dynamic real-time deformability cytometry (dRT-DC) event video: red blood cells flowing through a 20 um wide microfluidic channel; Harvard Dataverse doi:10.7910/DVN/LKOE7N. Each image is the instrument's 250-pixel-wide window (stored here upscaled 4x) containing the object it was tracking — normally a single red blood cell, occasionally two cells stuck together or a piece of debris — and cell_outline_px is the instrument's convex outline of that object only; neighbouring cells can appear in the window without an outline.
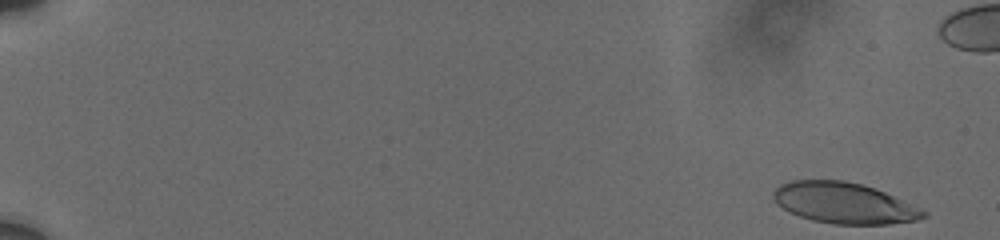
{"species": "human", "species_latin": "Homo sapiens", "temperature_condition": "cold", "stored_images_in_passage": 10, "segment_of_instrument_passage": [1, 2], "camera_frame_rate_fps": 3000, "um_per_image_px": 0.085, "donor": {"sex": "male"}, "frame": {"image": 1, "passage_image": 1, "time_ms": 0.0, "image_size_px": [1000, 240], "cell_outline_px": [[928, 216], [916, 220], [888, 224], [836, 224], [812, 220], [800, 216], [784, 208], [772, 196], [772, 192], [780, 184], [792, 180], [844, 180], [860, 184], [884, 192], [928, 212]], "centroid_in_image_um": [71.74, 17.25], "position_along_channel_um": 13.3, "area_um2": 35.26}}
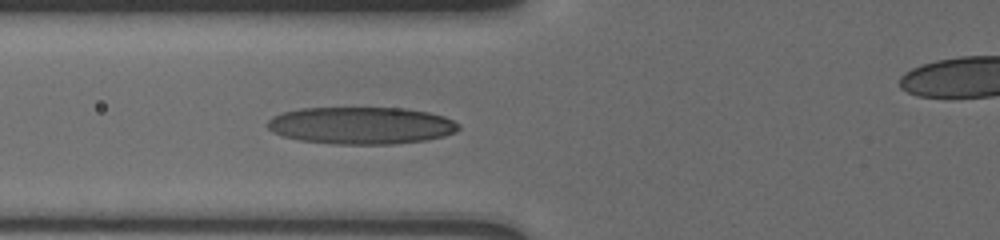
{"frame": {"image": 2, "passage_image": 9, "time_ms": 7.333, "image_size_px": [1000, 240], "cell_outline_px": [[460, 128], [456, 132], [444, 136], [424, 140], [392, 144], [336, 144], [300, 140], [284, 136], [272, 132], [268, 128], [268, 120], [272, 116], [284, 112], [300, 108], [404, 108], [428, 112], [444, 116], [460, 124]], "centroid_in_image_um": [30.71, 10.66], "position_along_channel_um": 95.1, "area_um2": 41.38}}